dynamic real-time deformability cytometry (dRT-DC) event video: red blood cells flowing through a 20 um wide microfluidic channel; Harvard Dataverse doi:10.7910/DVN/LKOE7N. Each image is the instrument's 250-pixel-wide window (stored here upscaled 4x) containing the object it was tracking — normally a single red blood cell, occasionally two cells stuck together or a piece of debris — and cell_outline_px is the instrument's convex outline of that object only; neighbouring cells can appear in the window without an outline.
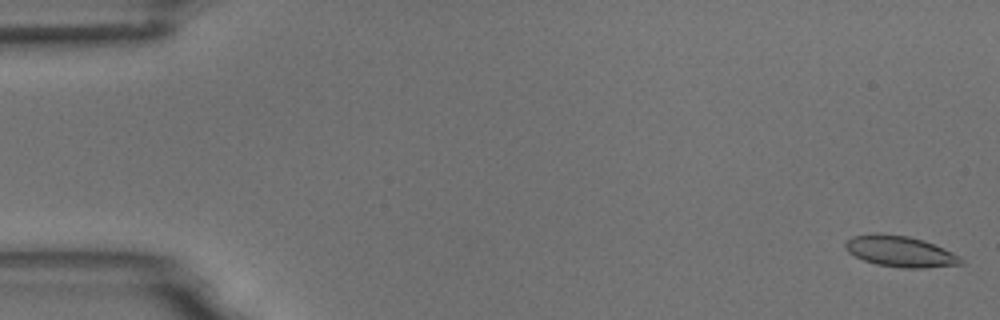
{"species": "common noctule bat (a hibernating species)", "species_latin": "Nyctalus noctula", "temperature_condition": "room temperature", "stored_images_in_passage": 55, "camera_frame_rate_fps": 3000, "um_per_image_px": 0.085, "animal": {"sex": "male", "body_mass_g": 18.8}, "frame": {"image": 1, "passage_image": 1, "time_ms": 0.0, "image_size_px": [1000, 320], "cell_outline_px": [[964, 264], [924, 268], [900, 268], [876, 264], [864, 260], [848, 252], [844, 248], [844, 244], [852, 236], [876, 232], [880, 232], [908, 236], [924, 240], [944, 248], [960, 256], [964, 260]], "centroid_in_image_um": [76.52, 21.36], "position_along_channel_um": 8.5, "area_um2": 21.15}}
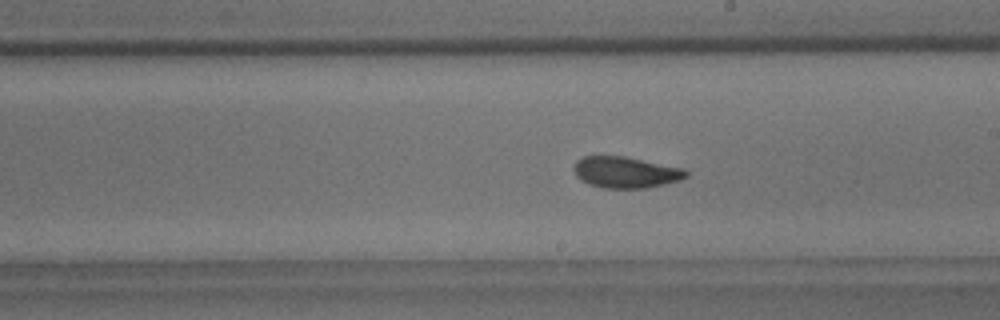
{"frame": {"image": 2, "passage_image": 31, "time_ms": 10.0, "image_size_px": [1000, 320], "cell_outline_px": [[688, 176], [680, 180], [664, 184], [644, 188], [604, 188], [588, 184], [580, 180], [576, 176], [572, 168], [576, 160], [584, 156], [624, 156], [684, 168], [688, 172]], "centroid_in_image_um": [53.16, 14.64], "position_along_channel_um": 235.8, "area_um2": 20.58}}
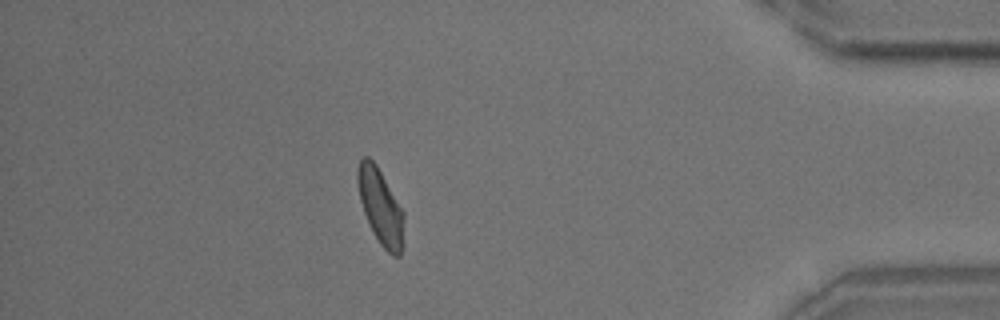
{"frame": {"image": 3, "passage_image": 48, "time_ms": 15.667, "image_size_px": [1000, 320], "cell_outline_px": [[404, 216], [400, 256], [392, 256], [380, 244], [364, 212], [360, 200], [356, 180], [356, 168], [360, 160], [364, 156], [368, 156], [376, 164], [404, 212]], "centroid_in_image_um": [32.32, 17.51], "position_along_channel_um": 402.9, "area_um2": 20.0}, "authors_computed_cell_mechanics": {"area_um2": 20.6346, "velocity_mm_per_s": 3.6989, "shape_relaxation_time_tau1_ms": 4.3285, "shape_relaxation_time_tau2_ms": 1.6113, "deformation_change_tau1": 0.123, "deformation_change_tau2": 0.0652}}